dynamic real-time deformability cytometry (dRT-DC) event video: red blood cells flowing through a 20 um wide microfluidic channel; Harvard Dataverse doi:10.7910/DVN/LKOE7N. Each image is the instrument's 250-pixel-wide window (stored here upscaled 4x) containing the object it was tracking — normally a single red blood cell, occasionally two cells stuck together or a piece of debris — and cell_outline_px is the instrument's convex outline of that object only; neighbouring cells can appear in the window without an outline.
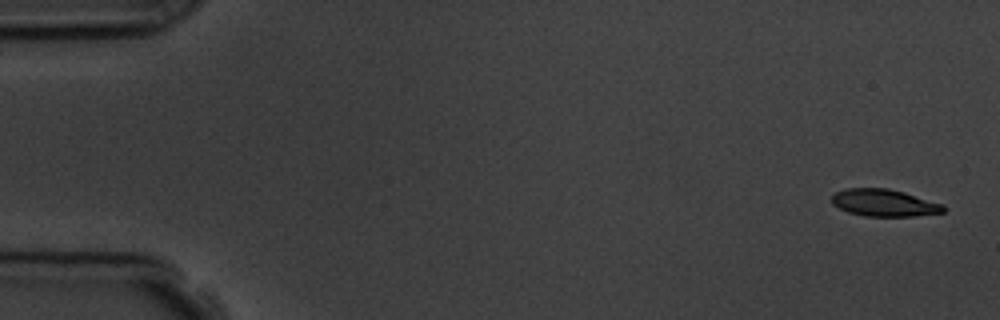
{"species": "common noctule bat (a hibernating species)", "species_latin": "Nyctalus noctula", "temperature_condition": "room temperature", "stored_images_in_passage": 5, "camera_frame_rate_fps": 3000, "um_per_image_px": 0.085, "animal": {"sex": "male", "body_mass_g": 19.5, "forearm_length_mm": 54.6}, "frame": {"image": 1, "passage_image": 1, "time_ms": 0.0, "image_size_px": [1000, 320], "cell_outline_px": [[944, 212], [912, 216], [864, 216], [848, 212], [832, 204], [832, 196], [836, 192], [844, 188], [888, 188], [904, 192], [944, 204]], "centroid_in_image_um": [75.14, 17.23], "position_along_channel_um": 9.9, "area_um2": 17.63}}
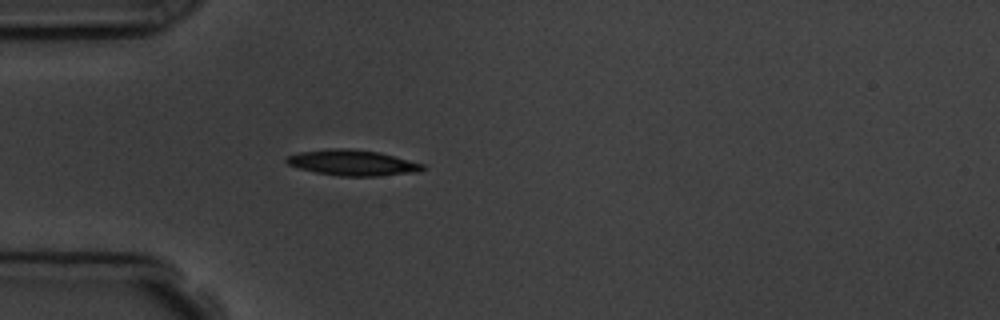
{"frame": {"image": 2, "passage_image": 5, "time_ms": 4.667, "image_size_px": [1000, 320], "cell_outline_px": [[424, 168], [420, 172], [380, 176], [340, 176], [316, 172], [300, 168], [288, 164], [284, 160], [288, 156], [300, 152], [332, 148], [348, 148], [380, 152], [424, 164]], "centroid_in_image_um": [30.0, 13.83], "position_along_channel_um": 55.0, "area_um2": 20.35}}